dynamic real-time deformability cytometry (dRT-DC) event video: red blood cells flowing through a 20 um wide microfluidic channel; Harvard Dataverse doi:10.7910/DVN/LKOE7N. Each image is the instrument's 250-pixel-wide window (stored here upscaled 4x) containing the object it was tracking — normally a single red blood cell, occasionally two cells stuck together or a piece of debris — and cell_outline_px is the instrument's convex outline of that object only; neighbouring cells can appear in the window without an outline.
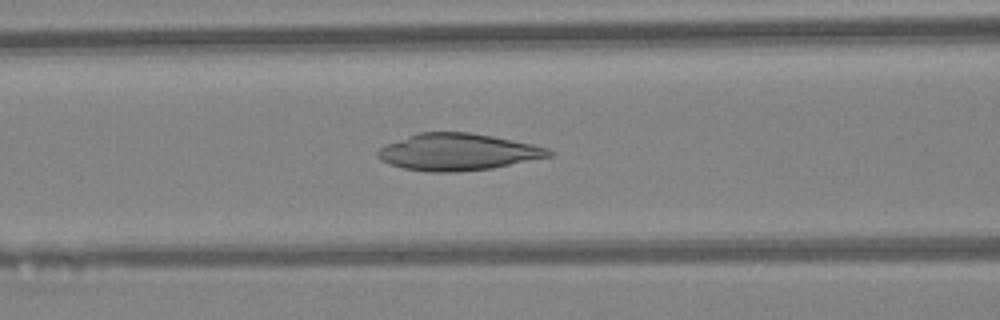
{"species": "Egyptian fruit bat (a non-hibernating species)", "species_latin": "Rousettus aegyptiacus", "temperature_condition": "warm", "stored_images_in_passage": 44, "camera_frame_rate_fps": 3000, "um_per_image_px": 0.085, "animal": {"sex": "female"}, "frame": {"image": 1, "passage_image": 18, "time_ms": 5.667, "image_size_px": [1000, 320], "cell_outline_px": [[556, 152], [552, 156], [492, 168], [456, 172], [428, 172], [404, 168], [380, 160], [376, 156], [376, 152], [384, 144], [420, 132], [468, 132], [492, 136], [532, 144], [548, 148]], "centroid_in_image_um": [38.91, 12.92], "position_along_channel_um": 127.7, "area_um2": 36.7}}
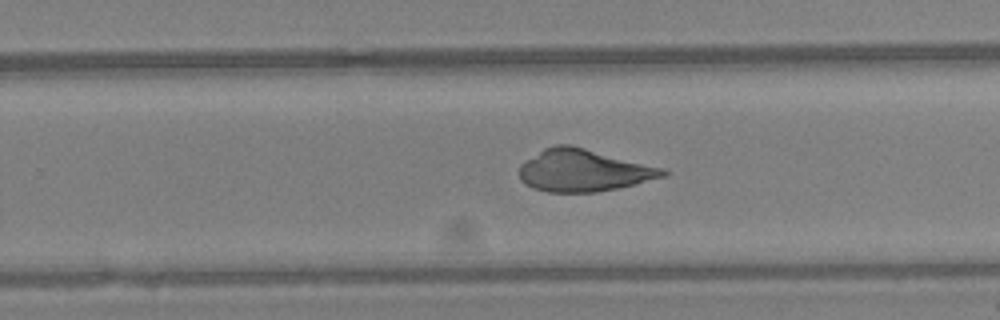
{"frame": {"image": 2, "passage_image": 28, "time_ms": 9.0, "image_size_px": [1000, 320], "cell_outline_px": [[668, 172], [664, 176], [636, 184], [596, 192], [548, 192], [532, 188], [524, 184], [520, 180], [520, 164], [524, 160], [544, 148], [556, 144], [572, 144], [664, 168]], "centroid_in_image_um": [49.57, 14.47], "position_along_channel_um": 280.2, "area_um2": 35.49}}
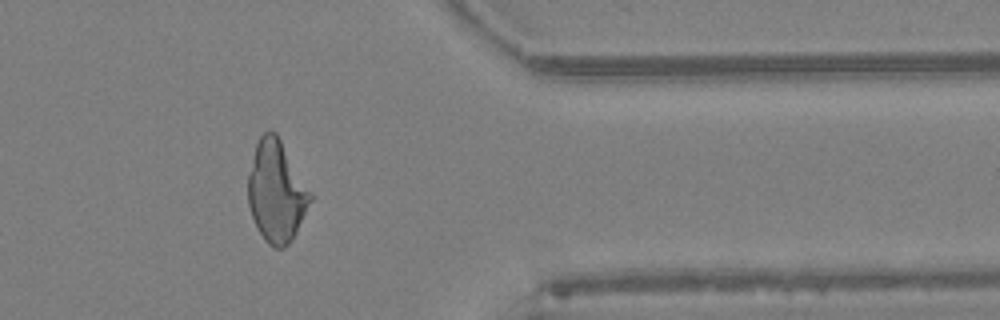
{"frame": {"image": 3, "passage_image": 36, "time_ms": 11.667, "image_size_px": [1000, 320], "cell_outline_px": [[312, 200], [292, 240], [284, 248], [272, 248], [264, 240], [252, 216], [248, 204], [248, 172], [256, 144], [260, 136], [264, 132], [276, 132], [312, 196]], "centroid_in_image_um": [23.47, 16.31], "position_along_channel_um": 387.9, "area_um2": 36.18}}